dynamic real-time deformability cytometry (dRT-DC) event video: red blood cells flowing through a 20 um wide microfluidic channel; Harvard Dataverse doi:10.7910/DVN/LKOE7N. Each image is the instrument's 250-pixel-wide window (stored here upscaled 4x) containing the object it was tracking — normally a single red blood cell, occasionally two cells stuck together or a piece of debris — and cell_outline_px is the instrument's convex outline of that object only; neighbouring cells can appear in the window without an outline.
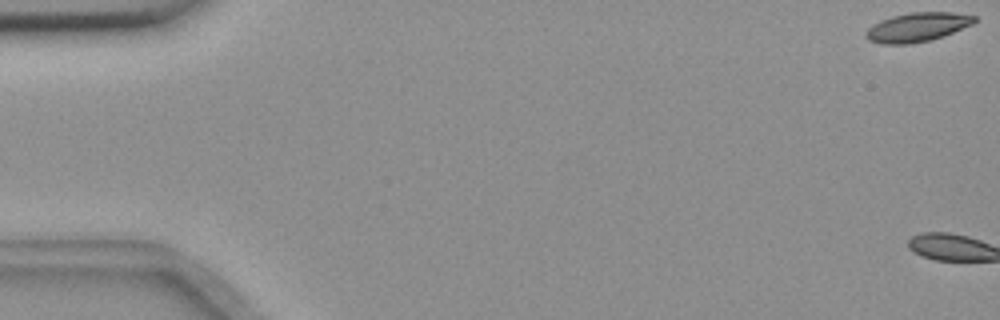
{"species": "common noctule bat (a hibernating species)", "species_latin": "Nyctalus noctula", "temperature_condition": "room temperature", "stored_images_in_passage": 2, "camera_frame_rate_fps": 3000, "um_per_image_px": 0.085, "animal": {"sex": "female", "body_mass_g": 18.4}, "frame": {"image": 1, "passage_image": 1, "time_ms": 0.0, "image_size_px": [1000, 320], "cell_outline_px": [[976, 20], [972, 24], [944, 36], [932, 40], [908, 44], [880, 44], [868, 40], [864, 36], [864, 32], [872, 24], [880, 20], [892, 16], [912, 12], [952, 12], [976, 16]], "centroid_in_image_um": [77.93, 2.31], "position_along_channel_um": 7.1, "area_um2": 18.55}}